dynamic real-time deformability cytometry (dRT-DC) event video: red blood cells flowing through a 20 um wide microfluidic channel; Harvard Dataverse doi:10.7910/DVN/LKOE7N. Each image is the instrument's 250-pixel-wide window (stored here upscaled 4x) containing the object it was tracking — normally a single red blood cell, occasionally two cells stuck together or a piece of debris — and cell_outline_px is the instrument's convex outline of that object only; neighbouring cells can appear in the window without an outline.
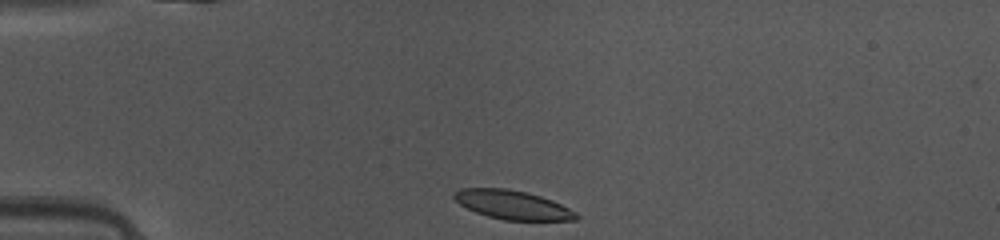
{"species": "common noctule bat (a hibernating species)", "species_latin": "Nyctalus noctula", "temperature_condition": "warm", "stored_images_in_passage": 37, "camera_frame_rate_fps": 3000, "um_per_image_px": 0.085, "animal": {"sex": "female", "body_mass_g": 10.0, "forearm_length_mm": 53.1}, "frame": {"image": 1, "passage_image": 1, "time_ms": 0.0, "image_size_px": [1000, 240], "cell_outline_px": [[580, 216], [576, 220], [504, 220], [488, 216], [476, 212], [460, 204], [452, 196], [452, 192], [460, 188], [508, 188], [528, 192], [552, 200], [576, 212]], "centroid_in_image_um": [43.55, 17.4], "position_along_channel_um": 41.4, "area_um2": 20.58}}
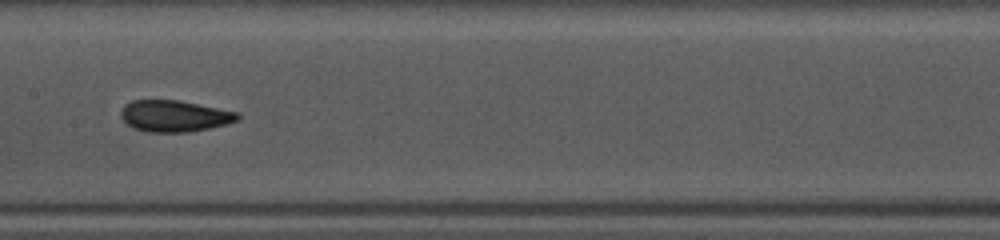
{"frame": {"image": 2, "passage_image": 14, "time_ms": 4.333, "image_size_px": [1000, 240], "cell_outline_px": [[240, 120], [208, 128], [188, 132], [148, 132], [132, 128], [120, 116], [120, 112], [124, 104], [132, 100], [180, 100], [240, 112]], "centroid_in_image_um": [14.83, 9.85], "position_along_channel_um": 192.6, "area_um2": 21.56}}
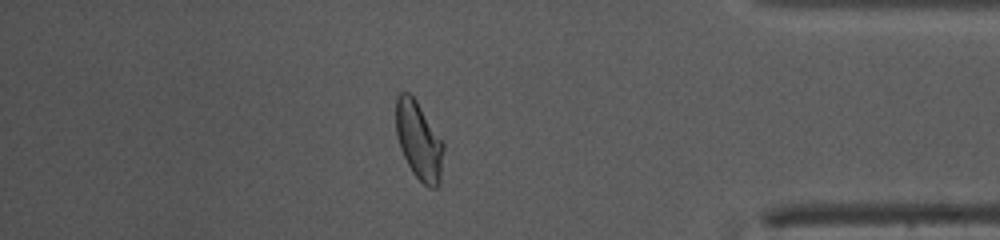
{"frame": {"image": 3, "passage_image": 31, "time_ms": 10.0, "image_size_px": [1000, 240], "cell_outline_px": [[444, 148], [440, 184], [436, 188], [428, 188], [412, 172], [400, 148], [396, 136], [396, 96], [400, 92], [408, 92], [416, 100], [444, 144]], "centroid_in_image_um": [35.6, 11.98], "position_along_channel_um": 399.6, "area_um2": 21.56}, "authors_computed_cell_mechanics": {"area_um2": 21.386, "velocity_mm_per_s": 4.1282, "shape_relaxation_time_tau1_ms": 4.3054, "shape_relaxation_time_tau2_ms": 1.6707, "deformation_change_tau1": 0.1604, "deformation_change_tau2": 0.0335}}